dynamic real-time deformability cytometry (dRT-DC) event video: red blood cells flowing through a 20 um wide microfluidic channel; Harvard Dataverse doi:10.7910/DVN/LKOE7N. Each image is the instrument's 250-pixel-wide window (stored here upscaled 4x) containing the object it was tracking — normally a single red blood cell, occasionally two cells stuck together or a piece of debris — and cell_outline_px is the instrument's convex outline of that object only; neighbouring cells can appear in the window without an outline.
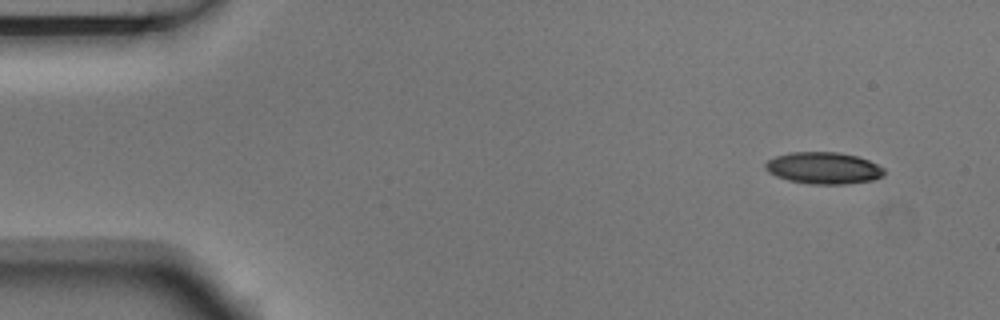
{"species": "Egyptian fruit bat (a non-hibernating species)", "species_latin": "Rousettus aegyptiacus", "temperature_condition": "room temperature", "stored_images_in_passage": 5, "camera_frame_rate_fps": 3000, "um_per_image_px": 0.085, "animal": {"sex": "male"}, "frame": {"image": 1, "passage_image": 1, "time_ms": 0.0, "image_size_px": [1000, 320], "cell_outline_px": [[884, 176], [872, 180], [848, 184], [808, 184], [788, 180], [776, 176], [768, 172], [764, 168], [764, 164], [768, 160], [776, 156], [788, 152], [840, 152], [856, 156], [868, 160], [884, 168]], "centroid_in_image_um": [69.98, 14.28], "position_along_channel_um": 15.0, "area_um2": 22.14}}